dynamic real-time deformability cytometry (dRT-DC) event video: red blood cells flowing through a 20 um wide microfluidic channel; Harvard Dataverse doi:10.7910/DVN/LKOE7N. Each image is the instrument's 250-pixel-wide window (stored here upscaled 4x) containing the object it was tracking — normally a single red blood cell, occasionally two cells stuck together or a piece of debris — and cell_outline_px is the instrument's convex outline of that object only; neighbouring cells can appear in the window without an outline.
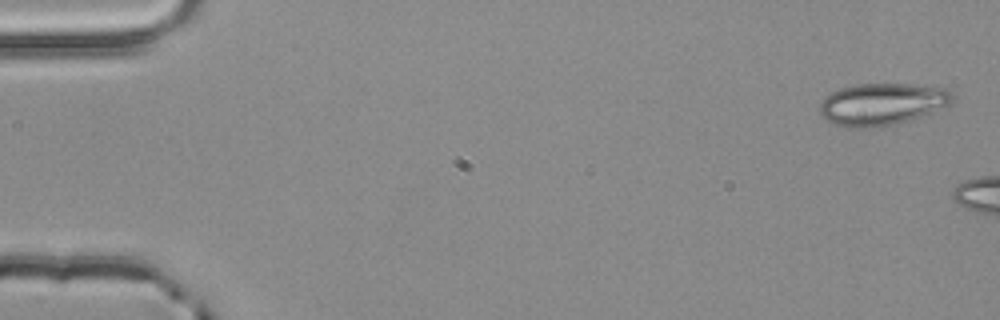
{"species": "common noctule bat (a hibernating species)", "species_latin": "Nyctalus noctula", "temperature_condition": "room temperature", "stored_images_in_passage": 5, "camera_frame_rate_fps": 3000, "um_per_image_px": 0.085, "animal": {"sex": "male", "body_mass_g": 20.4}, "frame": {"image": 1, "passage_image": 1, "time_ms": 0.0, "image_size_px": [1000, 320], "cell_outline_px": [[952, 104], [932, 112], [896, 124], [868, 128], [848, 128], [836, 124], [820, 116], [820, 100], [824, 96], [840, 88], [856, 84], [912, 84], [948, 88], [952, 92]], "centroid_in_image_um": [74.96, 8.84], "position_along_channel_um": 10.0, "area_um2": 32.71}}